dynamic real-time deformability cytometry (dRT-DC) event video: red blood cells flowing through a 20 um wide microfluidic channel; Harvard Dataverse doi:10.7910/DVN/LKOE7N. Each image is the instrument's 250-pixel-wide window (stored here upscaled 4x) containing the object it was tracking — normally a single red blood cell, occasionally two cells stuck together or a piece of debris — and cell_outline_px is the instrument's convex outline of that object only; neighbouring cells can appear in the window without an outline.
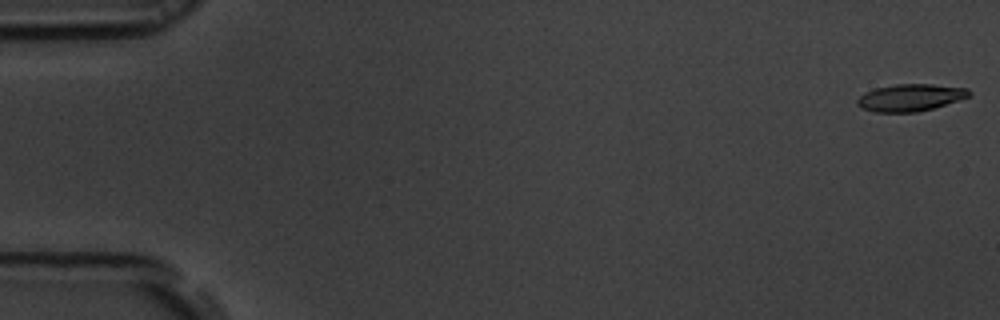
{"species": "common noctule bat (a hibernating species)", "species_latin": "Nyctalus noctula", "temperature_condition": "room temperature", "stored_images_in_passage": 56, "segment_of_instrument_passage": [1, 2], "camera_frame_rate_fps": 3000, "um_per_image_px": 0.085, "animal": {"sex": "male", "body_mass_g": 19.5, "forearm_length_mm": 54.6}, "frame": {"image": 1, "passage_image": 1, "time_ms": 0.0, "image_size_px": [1000, 320], "cell_outline_px": [[972, 96], [960, 100], [932, 108], [916, 112], [876, 112], [860, 108], [856, 104], [856, 100], [864, 92], [876, 88], [896, 84], [932, 84], [968, 88], [972, 92]], "centroid_in_image_um": [77.39, 8.29], "position_along_channel_um": 7.6, "area_um2": 17.8}}
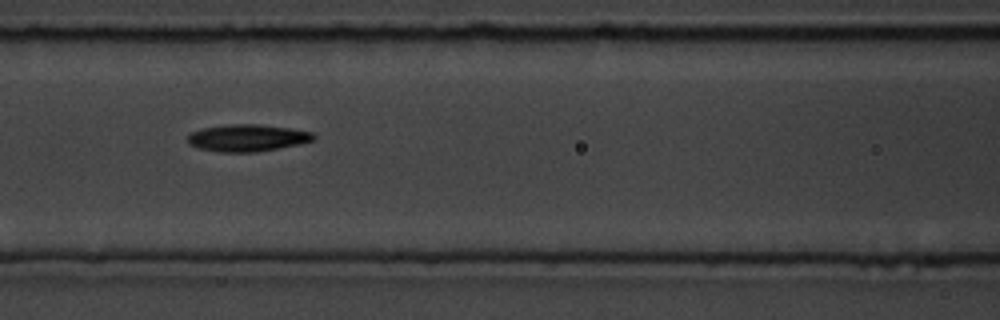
{"frame": {"image": 2, "passage_image": 24, "time_ms": 7.667, "image_size_px": [1000, 320], "cell_outline_px": [[316, 140], [300, 144], [256, 152], [220, 152], [200, 148], [188, 144], [188, 136], [192, 132], [200, 128], [232, 124], [256, 124], [292, 128], [312, 132], [316, 136]], "centroid_in_image_um": [21.06, 11.72], "position_along_channel_um": 145.5, "area_um2": 19.88}}
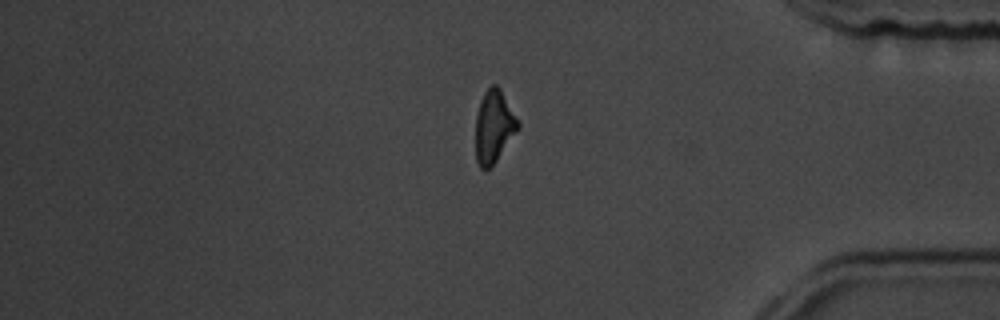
{"frame": {"image": 3, "passage_image": 46, "time_ms": 15.0, "image_size_px": [1000, 320], "cell_outline_px": [[520, 128], [496, 160], [488, 168], [480, 168], [476, 160], [476, 116], [480, 100], [484, 92], [492, 84], [496, 84], [500, 88], [520, 124]], "centroid_in_image_um": [41.98, 10.73], "position_along_channel_um": 393.2, "area_um2": 17.69}}